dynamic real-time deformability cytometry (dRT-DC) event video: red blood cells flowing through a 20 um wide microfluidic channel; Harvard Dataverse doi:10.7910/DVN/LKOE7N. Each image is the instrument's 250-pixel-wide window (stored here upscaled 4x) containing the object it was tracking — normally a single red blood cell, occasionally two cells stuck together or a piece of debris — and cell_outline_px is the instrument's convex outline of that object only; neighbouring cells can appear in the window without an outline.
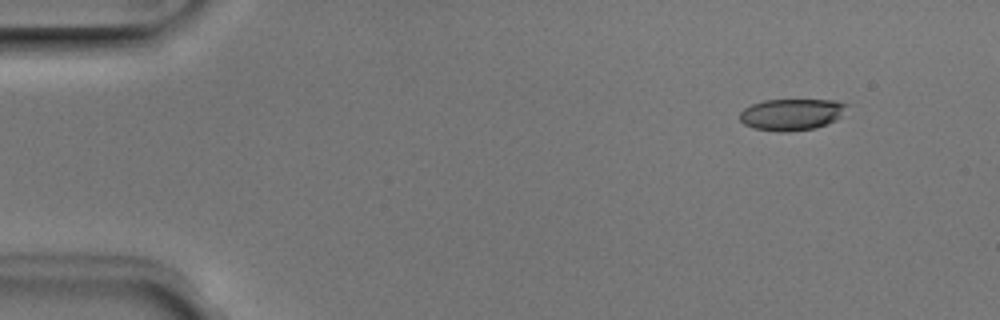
{"species": "Egyptian fruit bat (a non-hibernating species)", "species_latin": "Rousettus aegyptiacus", "temperature_condition": "room temperature", "stored_images_in_passage": 46, "camera_frame_rate_fps": 3000, "um_per_image_px": 0.085, "animal": {"sex": "male"}, "frame": {"image": 1, "passage_image": 1, "time_ms": 0.0, "image_size_px": [1000, 320], "cell_outline_px": [[852, 104], [836, 120], [816, 128], [780, 132], [776, 132], [752, 128], [744, 124], [740, 120], [740, 112], [744, 108], [752, 104], [764, 100], [836, 100]], "centroid_in_image_um": [67.31, 9.72], "position_along_channel_um": 17.7, "area_um2": 19.88}}
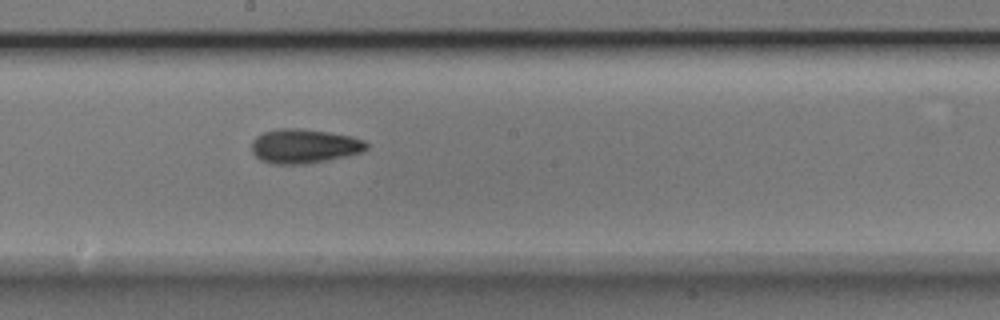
{"frame": {"image": 2, "passage_image": 24, "time_ms": 7.667, "image_size_px": [1000, 320], "cell_outline_px": [[368, 148], [360, 152], [324, 160], [304, 164], [272, 164], [260, 160], [252, 152], [252, 140], [256, 136], [264, 132], [280, 128], [300, 128], [328, 132], [352, 136], [364, 140], [368, 144]], "centroid_in_image_um": [25.82, 12.41], "position_along_channel_um": 222.4, "area_um2": 22.77}}
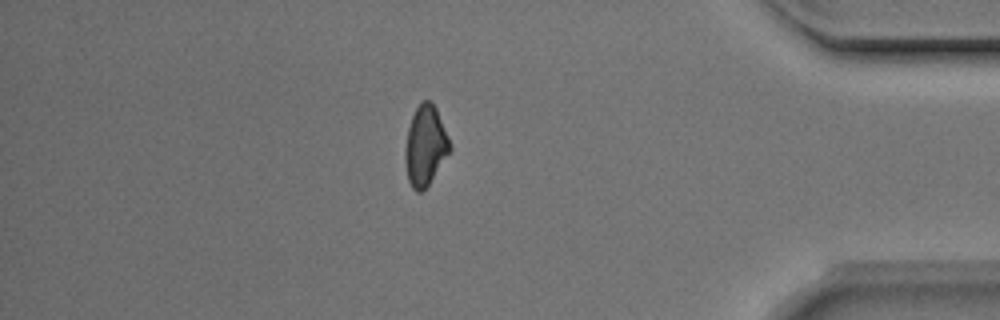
{"frame": {"image": 3, "passage_image": 40, "time_ms": 13.0, "image_size_px": [1000, 320], "cell_outline_px": [[452, 148], [428, 184], [420, 192], [416, 192], [412, 188], [408, 180], [404, 160], [404, 152], [408, 128], [412, 116], [416, 108], [424, 100], [428, 100], [436, 108], [452, 144]], "centroid_in_image_um": [36.14, 12.39], "position_along_channel_um": 399.1, "area_um2": 20.63}}